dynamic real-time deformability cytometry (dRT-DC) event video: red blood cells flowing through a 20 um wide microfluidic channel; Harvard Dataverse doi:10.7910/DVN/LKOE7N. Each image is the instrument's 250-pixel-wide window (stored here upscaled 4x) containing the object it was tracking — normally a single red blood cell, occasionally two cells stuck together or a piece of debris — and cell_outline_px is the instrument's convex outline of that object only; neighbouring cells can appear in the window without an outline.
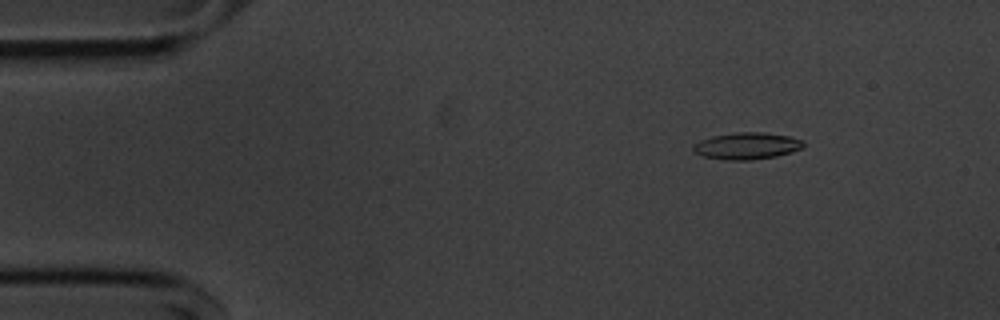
{"species": "common noctule bat (a hibernating species)", "species_latin": "Nyctalus noctula", "temperature_condition": "cold", "stored_images_in_passage": 14, "camera_frame_rate_fps": 3000, "um_per_image_px": 0.085, "animal": {"sex": "male", "body_mass_g": 20.1, "forearm_length_mm": 53.5}, "frame": {"image": 1, "passage_image": 7, "time_ms": 2.0, "image_size_px": [1000, 320], "cell_outline_px": [[804, 148], [792, 152], [776, 156], [752, 160], [728, 160], [704, 156], [692, 152], [692, 144], [700, 140], [712, 136], [736, 132], [764, 132], [788, 136], [804, 140]], "centroid_in_image_um": [63.48, 12.4], "position_along_channel_um": 21.5, "area_um2": 17.4}}